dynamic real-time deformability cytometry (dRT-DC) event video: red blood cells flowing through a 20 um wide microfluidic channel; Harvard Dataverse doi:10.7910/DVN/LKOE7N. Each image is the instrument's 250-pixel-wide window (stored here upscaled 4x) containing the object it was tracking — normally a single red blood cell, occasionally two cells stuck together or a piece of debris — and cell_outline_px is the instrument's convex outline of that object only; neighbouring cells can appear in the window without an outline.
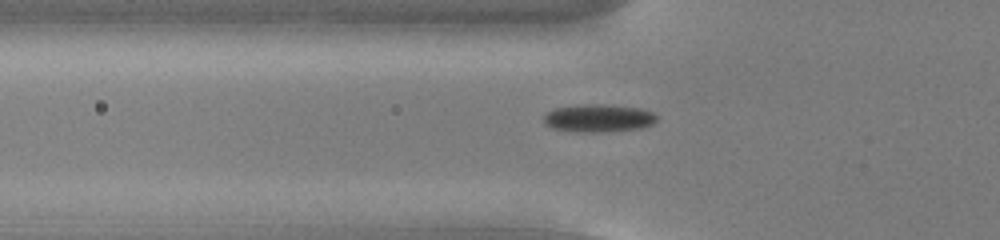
{"species": "common noctule bat (a hibernating species)", "species_latin": "Nyctalus noctula", "temperature_condition": "cold", "stored_images_in_passage": 50, "camera_frame_rate_fps": 3000, "um_per_image_px": 0.085, "animal": {"sex": "male", "body_mass_g": 13.0, "forearm_length_mm": 53.1}, "frame": {"image": 1, "passage_image": 14, "time_ms": 4.333, "image_size_px": [1000, 240], "cell_outline_px": [[656, 120], [652, 124], [640, 128], [604, 132], [576, 132], [552, 128], [544, 124], [544, 116], [548, 112], [556, 108], [584, 104], [600, 104], [640, 108], [652, 112], [656, 116]], "centroid_in_image_um": [50.85, 10.05], "position_along_channel_um": 74.9, "area_um2": 18.21}}
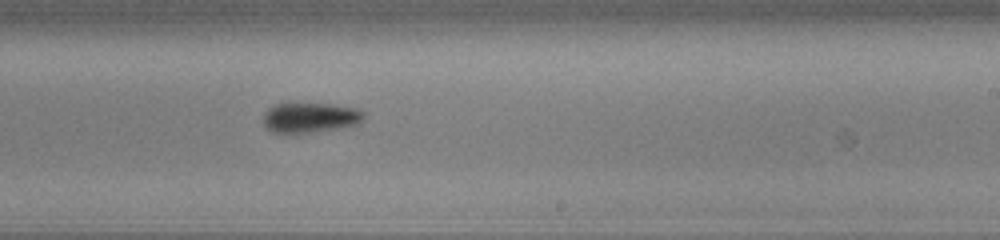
{"frame": {"image": 2, "passage_image": 29, "time_ms": 9.333, "image_size_px": [1000, 240], "cell_outline_px": [[364, 120], [360, 124], [340, 128], [292, 136], [272, 132], [264, 128], [264, 112], [272, 104], [332, 104], [356, 108], [364, 112]], "centroid_in_image_um": [26.33, 10.04], "position_along_channel_um": 262.7, "area_um2": 18.32}}
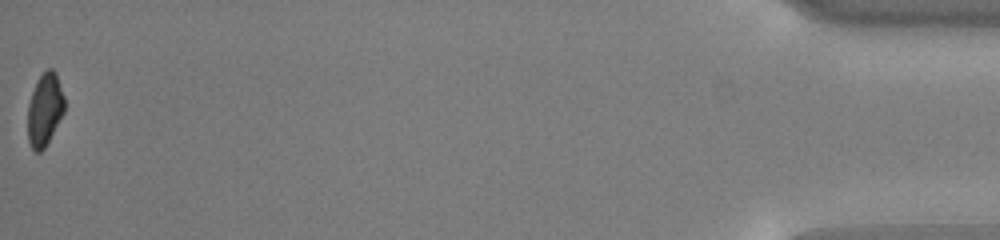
{"frame": {"image": 3, "passage_image": 50, "time_ms": 16.333, "image_size_px": [1000, 240], "cell_outline_px": [[64, 112], [44, 148], [40, 152], [36, 152], [32, 148], [28, 140], [28, 104], [36, 80], [48, 68], [52, 68], [56, 72], [64, 96]], "centroid_in_image_um": [3.8, 9.29], "position_along_channel_um": 431.4, "area_um2": 15.43}, "authors_computed_cell_mechanics": {"area_um2": 17.2533, "velocity_mm_per_s": 3.7596, "shape_relaxation_time_tau1_ms": 1.7093, "shape_relaxation_time_tau2_ms": null, "deformation_change_tau1": 0.0847, "deformation_change_tau2": null}}